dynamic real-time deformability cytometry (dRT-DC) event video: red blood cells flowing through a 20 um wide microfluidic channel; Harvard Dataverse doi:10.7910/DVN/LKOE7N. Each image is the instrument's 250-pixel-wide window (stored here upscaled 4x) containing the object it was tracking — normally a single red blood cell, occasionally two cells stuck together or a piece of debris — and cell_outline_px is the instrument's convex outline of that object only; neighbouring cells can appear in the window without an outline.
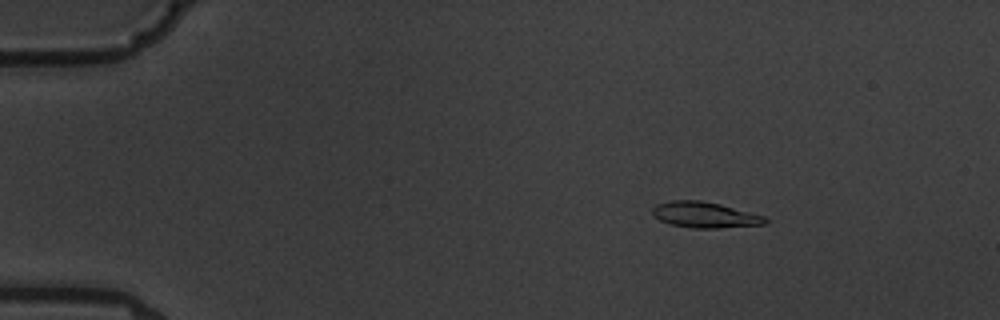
{"species": "common noctule bat (a hibernating species)", "species_latin": "Nyctalus noctula", "temperature_condition": "warm", "stored_images_in_passage": 5, "camera_frame_rate_fps": 3000, "um_per_image_px": 0.085, "animal": {"sex": "male", "body_mass_g": 19.5, "forearm_length_mm": 54.6}, "frame": {"image": 1, "passage_image": 3, "time_ms": 2.333, "image_size_px": [1000, 320], "cell_outline_px": [[768, 220], [764, 224], [720, 228], [692, 228], [672, 224], [660, 220], [652, 216], [652, 208], [656, 204], [672, 200], [700, 200], [720, 204], [764, 216]], "centroid_in_image_um": [59.87, 18.26], "position_along_channel_um": 25.1, "area_um2": 16.88}}
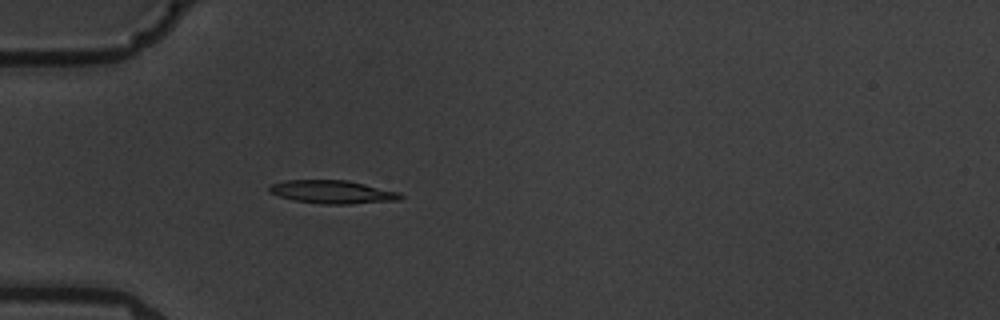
{"frame": {"image": 2, "passage_image": 5, "time_ms": 5.333, "image_size_px": [1000, 320], "cell_outline_px": [[404, 196], [400, 200], [348, 204], [324, 204], [296, 200], [280, 196], [268, 192], [268, 188], [272, 184], [284, 180], [344, 180], [364, 184], [400, 192]], "centroid_in_image_um": [28.27, 16.31], "position_along_channel_um": 56.7, "area_um2": 17.57}}